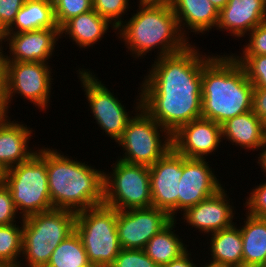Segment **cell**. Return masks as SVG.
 Masks as SVG:
<instances>
[{
	"mask_svg": "<svg viewBox=\"0 0 266 267\" xmlns=\"http://www.w3.org/2000/svg\"><path fill=\"white\" fill-rule=\"evenodd\" d=\"M5 185L22 219L52 210L45 146L39 147L27 161L8 169Z\"/></svg>",
	"mask_w": 266,
	"mask_h": 267,
	"instance_id": "6",
	"label": "cell"
},
{
	"mask_svg": "<svg viewBox=\"0 0 266 267\" xmlns=\"http://www.w3.org/2000/svg\"><path fill=\"white\" fill-rule=\"evenodd\" d=\"M221 142V125L202 117L182 125L172 135V148L189 159L207 160L218 151Z\"/></svg>",
	"mask_w": 266,
	"mask_h": 267,
	"instance_id": "15",
	"label": "cell"
},
{
	"mask_svg": "<svg viewBox=\"0 0 266 267\" xmlns=\"http://www.w3.org/2000/svg\"><path fill=\"white\" fill-rule=\"evenodd\" d=\"M208 163L206 159H189L183 156L182 176L178 184L180 214L225 187L221 184V180L217 179L214 168Z\"/></svg>",
	"mask_w": 266,
	"mask_h": 267,
	"instance_id": "14",
	"label": "cell"
},
{
	"mask_svg": "<svg viewBox=\"0 0 266 267\" xmlns=\"http://www.w3.org/2000/svg\"><path fill=\"white\" fill-rule=\"evenodd\" d=\"M18 223L0 225V267L19 266L18 258H22L23 224L21 221Z\"/></svg>",
	"mask_w": 266,
	"mask_h": 267,
	"instance_id": "28",
	"label": "cell"
},
{
	"mask_svg": "<svg viewBox=\"0 0 266 267\" xmlns=\"http://www.w3.org/2000/svg\"><path fill=\"white\" fill-rule=\"evenodd\" d=\"M61 39L60 29H39L29 32L7 34L4 53L5 62H43L50 64L57 42ZM9 53V56H8Z\"/></svg>",
	"mask_w": 266,
	"mask_h": 267,
	"instance_id": "17",
	"label": "cell"
},
{
	"mask_svg": "<svg viewBox=\"0 0 266 267\" xmlns=\"http://www.w3.org/2000/svg\"><path fill=\"white\" fill-rule=\"evenodd\" d=\"M39 29H60L54 16L52 0H25L16 14L8 34L29 32Z\"/></svg>",
	"mask_w": 266,
	"mask_h": 267,
	"instance_id": "24",
	"label": "cell"
},
{
	"mask_svg": "<svg viewBox=\"0 0 266 267\" xmlns=\"http://www.w3.org/2000/svg\"><path fill=\"white\" fill-rule=\"evenodd\" d=\"M245 69L254 87H266V55L233 56Z\"/></svg>",
	"mask_w": 266,
	"mask_h": 267,
	"instance_id": "31",
	"label": "cell"
},
{
	"mask_svg": "<svg viewBox=\"0 0 266 267\" xmlns=\"http://www.w3.org/2000/svg\"><path fill=\"white\" fill-rule=\"evenodd\" d=\"M13 203L11 193L6 185L0 187V225L17 223L16 219L22 221ZM19 216V217H17Z\"/></svg>",
	"mask_w": 266,
	"mask_h": 267,
	"instance_id": "35",
	"label": "cell"
},
{
	"mask_svg": "<svg viewBox=\"0 0 266 267\" xmlns=\"http://www.w3.org/2000/svg\"><path fill=\"white\" fill-rule=\"evenodd\" d=\"M136 13L117 27V37L134 59L157 51L156 58L183 50L190 41L180 32L170 2L137 1ZM119 35V36H118Z\"/></svg>",
	"mask_w": 266,
	"mask_h": 267,
	"instance_id": "2",
	"label": "cell"
},
{
	"mask_svg": "<svg viewBox=\"0 0 266 267\" xmlns=\"http://www.w3.org/2000/svg\"><path fill=\"white\" fill-rule=\"evenodd\" d=\"M182 35L188 40L189 34H206L217 27L219 11L209 0H170ZM190 30V31H189ZM188 34V36H187Z\"/></svg>",
	"mask_w": 266,
	"mask_h": 267,
	"instance_id": "20",
	"label": "cell"
},
{
	"mask_svg": "<svg viewBox=\"0 0 266 267\" xmlns=\"http://www.w3.org/2000/svg\"><path fill=\"white\" fill-rule=\"evenodd\" d=\"M110 267H159L143 249L121 248Z\"/></svg>",
	"mask_w": 266,
	"mask_h": 267,
	"instance_id": "32",
	"label": "cell"
},
{
	"mask_svg": "<svg viewBox=\"0 0 266 267\" xmlns=\"http://www.w3.org/2000/svg\"><path fill=\"white\" fill-rule=\"evenodd\" d=\"M220 12L225 5L228 3L229 0H209Z\"/></svg>",
	"mask_w": 266,
	"mask_h": 267,
	"instance_id": "43",
	"label": "cell"
},
{
	"mask_svg": "<svg viewBox=\"0 0 266 267\" xmlns=\"http://www.w3.org/2000/svg\"><path fill=\"white\" fill-rule=\"evenodd\" d=\"M200 264L199 267H232V266H228V265H223V264H218V263H213L211 261L207 262L206 264Z\"/></svg>",
	"mask_w": 266,
	"mask_h": 267,
	"instance_id": "44",
	"label": "cell"
},
{
	"mask_svg": "<svg viewBox=\"0 0 266 267\" xmlns=\"http://www.w3.org/2000/svg\"><path fill=\"white\" fill-rule=\"evenodd\" d=\"M183 156L171 148L162 158L149 166L152 206L166 211L176 220L178 213L179 180Z\"/></svg>",
	"mask_w": 266,
	"mask_h": 267,
	"instance_id": "13",
	"label": "cell"
},
{
	"mask_svg": "<svg viewBox=\"0 0 266 267\" xmlns=\"http://www.w3.org/2000/svg\"><path fill=\"white\" fill-rule=\"evenodd\" d=\"M75 222L76 212L66 209H52L23 218L24 258L18 267H46L55 248L75 231Z\"/></svg>",
	"mask_w": 266,
	"mask_h": 267,
	"instance_id": "5",
	"label": "cell"
},
{
	"mask_svg": "<svg viewBox=\"0 0 266 267\" xmlns=\"http://www.w3.org/2000/svg\"><path fill=\"white\" fill-rule=\"evenodd\" d=\"M33 131L20 121H11L9 115L0 116V163L6 169L27 161L37 151L29 147Z\"/></svg>",
	"mask_w": 266,
	"mask_h": 267,
	"instance_id": "19",
	"label": "cell"
},
{
	"mask_svg": "<svg viewBox=\"0 0 266 267\" xmlns=\"http://www.w3.org/2000/svg\"><path fill=\"white\" fill-rule=\"evenodd\" d=\"M173 219L156 207L117 210V232L121 248L144 249L148 241Z\"/></svg>",
	"mask_w": 266,
	"mask_h": 267,
	"instance_id": "12",
	"label": "cell"
},
{
	"mask_svg": "<svg viewBox=\"0 0 266 267\" xmlns=\"http://www.w3.org/2000/svg\"><path fill=\"white\" fill-rule=\"evenodd\" d=\"M10 102L8 98L7 72L4 52H0V116H8Z\"/></svg>",
	"mask_w": 266,
	"mask_h": 267,
	"instance_id": "37",
	"label": "cell"
},
{
	"mask_svg": "<svg viewBox=\"0 0 266 267\" xmlns=\"http://www.w3.org/2000/svg\"><path fill=\"white\" fill-rule=\"evenodd\" d=\"M76 69H78L76 74L86 95L93 119L96 120L99 129L103 130V135L105 132V136L117 142L122 137L128 121L141 108V91H138V96L135 98L136 104L133 103L134 110L127 111L123 101L119 100L114 92H111L107 85L96 77L94 71L79 67Z\"/></svg>",
	"mask_w": 266,
	"mask_h": 267,
	"instance_id": "9",
	"label": "cell"
},
{
	"mask_svg": "<svg viewBox=\"0 0 266 267\" xmlns=\"http://www.w3.org/2000/svg\"><path fill=\"white\" fill-rule=\"evenodd\" d=\"M266 20V0H229L219 12L217 30L226 31L234 39L247 37Z\"/></svg>",
	"mask_w": 266,
	"mask_h": 267,
	"instance_id": "18",
	"label": "cell"
},
{
	"mask_svg": "<svg viewBox=\"0 0 266 267\" xmlns=\"http://www.w3.org/2000/svg\"><path fill=\"white\" fill-rule=\"evenodd\" d=\"M253 84L232 54H215L202 68V118L223 124L252 110Z\"/></svg>",
	"mask_w": 266,
	"mask_h": 267,
	"instance_id": "3",
	"label": "cell"
},
{
	"mask_svg": "<svg viewBox=\"0 0 266 267\" xmlns=\"http://www.w3.org/2000/svg\"><path fill=\"white\" fill-rule=\"evenodd\" d=\"M93 9L108 19L116 28L124 21V15L130 12V0H92Z\"/></svg>",
	"mask_w": 266,
	"mask_h": 267,
	"instance_id": "30",
	"label": "cell"
},
{
	"mask_svg": "<svg viewBox=\"0 0 266 267\" xmlns=\"http://www.w3.org/2000/svg\"><path fill=\"white\" fill-rule=\"evenodd\" d=\"M104 172V205L116 210L152 206L149 166L116 159Z\"/></svg>",
	"mask_w": 266,
	"mask_h": 267,
	"instance_id": "10",
	"label": "cell"
},
{
	"mask_svg": "<svg viewBox=\"0 0 266 267\" xmlns=\"http://www.w3.org/2000/svg\"><path fill=\"white\" fill-rule=\"evenodd\" d=\"M111 25V26H110ZM117 34V28L106 18L100 16L94 9L68 20L61 28V38L67 36L77 47L89 48L99 43L109 28ZM114 28V29H113ZM66 35V36H65Z\"/></svg>",
	"mask_w": 266,
	"mask_h": 267,
	"instance_id": "22",
	"label": "cell"
},
{
	"mask_svg": "<svg viewBox=\"0 0 266 267\" xmlns=\"http://www.w3.org/2000/svg\"><path fill=\"white\" fill-rule=\"evenodd\" d=\"M24 2L25 0H0V21L6 29L12 25Z\"/></svg>",
	"mask_w": 266,
	"mask_h": 267,
	"instance_id": "36",
	"label": "cell"
},
{
	"mask_svg": "<svg viewBox=\"0 0 266 267\" xmlns=\"http://www.w3.org/2000/svg\"><path fill=\"white\" fill-rule=\"evenodd\" d=\"M116 222L117 210L104 204L76 212L75 231L91 265L110 267L114 263L121 250Z\"/></svg>",
	"mask_w": 266,
	"mask_h": 267,
	"instance_id": "7",
	"label": "cell"
},
{
	"mask_svg": "<svg viewBox=\"0 0 266 267\" xmlns=\"http://www.w3.org/2000/svg\"><path fill=\"white\" fill-rule=\"evenodd\" d=\"M248 196L245 197L246 201L243 203L246 212L252 216L266 218V182L262 181L253 187Z\"/></svg>",
	"mask_w": 266,
	"mask_h": 267,
	"instance_id": "34",
	"label": "cell"
},
{
	"mask_svg": "<svg viewBox=\"0 0 266 267\" xmlns=\"http://www.w3.org/2000/svg\"><path fill=\"white\" fill-rule=\"evenodd\" d=\"M257 267H266V264H264V265H261V266H257Z\"/></svg>",
	"mask_w": 266,
	"mask_h": 267,
	"instance_id": "46",
	"label": "cell"
},
{
	"mask_svg": "<svg viewBox=\"0 0 266 267\" xmlns=\"http://www.w3.org/2000/svg\"><path fill=\"white\" fill-rule=\"evenodd\" d=\"M209 261L232 267H243V243L238 224L210 234ZM211 260H210V259Z\"/></svg>",
	"mask_w": 266,
	"mask_h": 267,
	"instance_id": "23",
	"label": "cell"
},
{
	"mask_svg": "<svg viewBox=\"0 0 266 267\" xmlns=\"http://www.w3.org/2000/svg\"><path fill=\"white\" fill-rule=\"evenodd\" d=\"M64 154L56 148L46 147L48 188L53 209L79 212L102 205L105 170Z\"/></svg>",
	"mask_w": 266,
	"mask_h": 267,
	"instance_id": "4",
	"label": "cell"
},
{
	"mask_svg": "<svg viewBox=\"0 0 266 267\" xmlns=\"http://www.w3.org/2000/svg\"><path fill=\"white\" fill-rule=\"evenodd\" d=\"M188 251L189 249L179 258L172 260L171 262L162 267H198L199 263H194L193 260L195 261V259L191 258V255H193L191 253L193 252L189 253Z\"/></svg>",
	"mask_w": 266,
	"mask_h": 267,
	"instance_id": "39",
	"label": "cell"
},
{
	"mask_svg": "<svg viewBox=\"0 0 266 267\" xmlns=\"http://www.w3.org/2000/svg\"><path fill=\"white\" fill-rule=\"evenodd\" d=\"M87 253L79 234L74 231L53 251L46 267H89Z\"/></svg>",
	"mask_w": 266,
	"mask_h": 267,
	"instance_id": "27",
	"label": "cell"
},
{
	"mask_svg": "<svg viewBox=\"0 0 266 267\" xmlns=\"http://www.w3.org/2000/svg\"><path fill=\"white\" fill-rule=\"evenodd\" d=\"M7 34H8L7 33V29L4 27V25L0 21V52H5L6 51V49L4 48L3 44H5V46H6L5 42H7Z\"/></svg>",
	"mask_w": 266,
	"mask_h": 267,
	"instance_id": "41",
	"label": "cell"
},
{
	"mask_svg": "<svg viewBox=\"0 0 266 267\" xmlns=\"http://www.w3.org/2000/svg\"><path fill=\"white\" fill-rule=\"evenodd\" d=\"M195 45L155 58L138 88L141 107L171 135L202 117V68L215 54Z\"/></svg>",
	"mask_w": 266,
	"mask_h": 267,
	"instance_id": "1",
	"label": "cell"
},
{
	"mask_svg": "<svg viewBox=\"0 0 266 267\" xmlns=\"http://www.w3.org/2000/svg\"><path fill=\"white\" fill-rule=\"evenodd\" d=\"M252 110L266 124V87H254Z\"/></svg>",
	"mask_w": 266,
	"mask_h": 267,
	"instance_id": "38",
	"label": "cell"
},
{
	"mask_svg": "<svg viewBox=\"0 0 266 267\" xmlns=\"http://www.w3.org/2000/svg\"><path fill=\"white\" fill-rule=\"evenodd\" d=\"M139 1L169 2L170 0H139Z\"/></svg>",
	"mask_w": 266,
	"mask_h": 267,
	"instance_id": "45",
	"label": "cell"
},
{
	"mask_svg": "<svg viewBox=\"0 0 266 267\" xmlns=\"http://www.w3.org/2000/svg\"><path fill=\"white\" fill-rule=\"evenodd\" d=\"M245 213L243 225L239 224L243 243V267L261 266L266 264V218Z\"/></svg>",
	"mask_w": 266,
	"mask_h": 267,
	"instance_id": "25",
	"label": "cell"
},
{
	"mask_svg": "<svg viewBox=\"0 0 266 267\" xmlns=\"http://www.w3.org/2000/svg\"><path fill=\"white\" fill-rule=\"evenodd\" d=\"M222 141L240 149L258 151L266 136L265 124L250 110L221 124Z\"/></svg>",
	"mask_w": 266,
	"mask_h": 267,
	"instance_id": "21",
	"label": "cell"
},
{
	"mask_svg": "<svg viewBox=\"0 0 266 267\" xmlns=\"http://www.w3.org/2000/svg\"><path fill=\"white\" fill-rule=\"evenodd\" d=\"M261 152H259V157H257L258 161H256L258 163V166H260L261 168V171L263 172L264 174V177L266 176V136H265V139H264V142L262 143L261 147H260Z\"/></svg>",
	"mask_w": 266,
	"mask_h": 267,
	"instance_id": "40",
	"label": "cell"
},
{
	"mask_svg": "<svg viewBox=\"0 0 266 267\" xmlns=\"http://www.w3.org/2000/svg\"><path fill=\"white\" fill-rule=\"evenodd\" d=\"M51 68L48 63L43 62H6L10 106L18 94L35 105L39 111L47 110L54 80Z\"/></svg>",
	"mask_w": 266,
	"mask_h": 267,
	"instance_id": "11",
	"label": "cell"
},
{
	"mask_svg": "<svg viewBox=\"0 0 266 267\" xmlns=\"http://www.w3.org/2000/svg\"><path fill=\"white\" fill-rule=\"evenodd\" d=\"M56 23L61 28L68 20L93 9L92 0H52Z\"/></svg>",
	"mask_w": 266,
	"mask_h": 267,
	"instance_id": "29",
	"label": "cell"
},
{
	"mask_svg": "<svg viewBox=\"0 0 266 267\" xmlns=\"http://www.w3.org/2000/svg\"><path fill=\"white\" fill-rule=\"evenodd\" d=\"M224 187L217 191L213 196L202 200L197 205L188 208L182 213L183 222L194 227L201 235L210 234L231 227L236 219L234 202L230 201L229 195ZM231 202V203H230Z\"/></svg>",
	"mask_w": 266,
	"mask_h": 267,
	"instance_id": "16",
	"label": "cell"
},
{
	"mask_svg": "<svg viewBox=\"0 0 266 267\" xmlns=\"http://www.w3.org/2000/svg\"><path fill=\"white\" fill-rule=\"evenodd\" d=\"M7 171H8V169H6V168L0 163V187H1V186H4L5 183H6Z\"/></svg>",
	"mask_w": 266,
	"mask_h": 267,
	"instance_id": "42",
	"label": "cell"
},
{
	"mask_svg": "<svg viewBox=\"0 0 266 267\" xmlns=\"http://www.w3.org/2000/svg\"><path fill=\"white\" fill-rule=\"evenodd\" d=\"M247 35L249 39H247L248 41L245 45H242L244 48H241V55L231 52L232 56L266 55V20L256 26Z\"/></svg>",
	"mask_w": 266,
	"mask_h": 267,
	"instance_id": "33",
	"label": "cell"
},
{
	"mask_svg": "<svg viewBox=\"0 0 266 267\" xmlns=\"http://www.w3.org/2000/svg\"><path fill=\"white\" fill-rule=\"evenodd\" d=\"M177 219L172 220L166 227L155 234L143 249L145 253L159 266L162 267L172 260L179 258L187 249V244L175 233ZM176 224V225H175Z\"/></svg>",
	"mask_w": 266,
	"mask_h": 267,
	"instance_id": "26",
	"label": "cell"
},
{
	"mask_svg": "<svg viewBox=\"0 0 266 267\" xmlns=\"http://www.w3.org/2000/svg\"><path fill=\"white\" fill-rule=\"evenodd\" d=\"M117 143L124 151L118 160L151 166L172 148V135L141 107Z\"/></svg>",
	"mask_w": 266,
	"mask_h": 267,
	"instance_id": "8",
	"label": "cell"
}]
</instances>
